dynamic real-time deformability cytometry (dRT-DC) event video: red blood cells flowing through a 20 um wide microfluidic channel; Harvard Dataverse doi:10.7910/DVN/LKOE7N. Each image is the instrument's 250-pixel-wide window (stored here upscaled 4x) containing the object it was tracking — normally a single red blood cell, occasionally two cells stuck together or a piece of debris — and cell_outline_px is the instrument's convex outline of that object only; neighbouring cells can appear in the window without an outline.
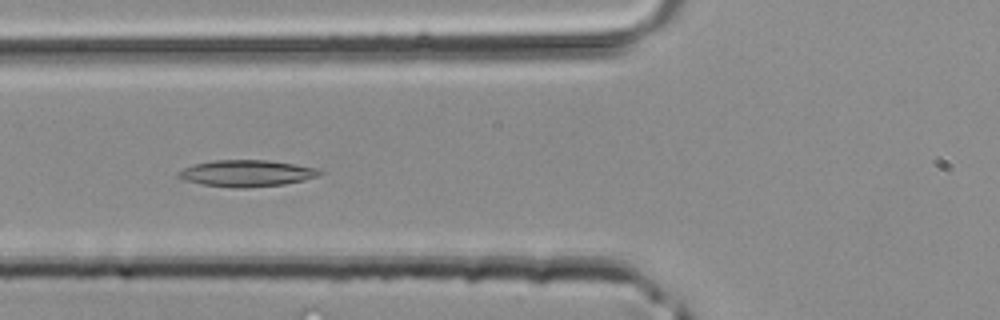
{"species": "common noctule bat (a hibernating species)", "species_latin": "Nyctalus noctula", "temperature_condition": "room temperature", "stored_images_in_passage": 37, "camera_frame_rate_fps": 3000, "um_per_image_px": 0.085, "animal": {"sex": "male", "body_mass_g": 20.4}, "frame": {"image": 1, "passage_image": 11, "time_ms": 3.333, "image_size_px": [1000, 320], "cell_outline_px": [[324, 172], [320, 176], [304, 180], [284, 184], [244, 188], [236, 188], [200, 184], [176, 176], [176, 172], [192, 164], [212, 160], [268, 160], [296, 164], [320, 168]], "centroid_in_image_um": [21.0, 14.72], "position_along_channel_um": 104.8, "area_um2": 22.08}}
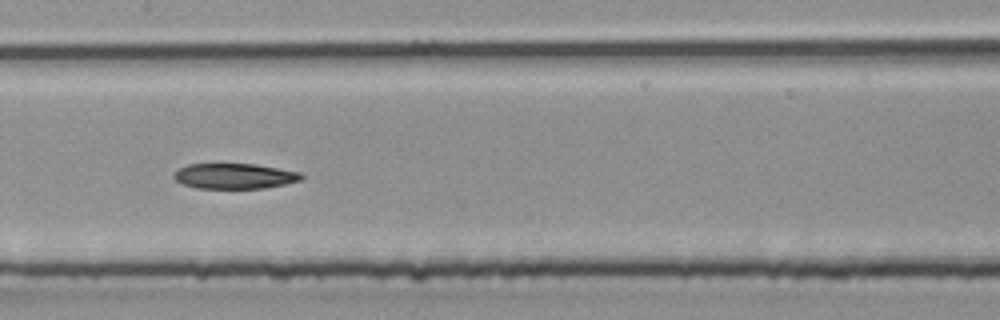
{"frame": {"image": 2, "passage_image": 16, "time_ms": 5.0, "image_size_px": [1000, 320], "cell_outline_px": [[304, 176], [300, 180], [284, 184], [264, 188], [196, 188], [184, 184], [176, 180], [172, 176], [172, 172], [188, 164], [256, 164], [300, 172]], "centroid_in_image_um": [19.91, 14.96], "position_along_channel_um": 187.5, "area_um2": 18.79}}
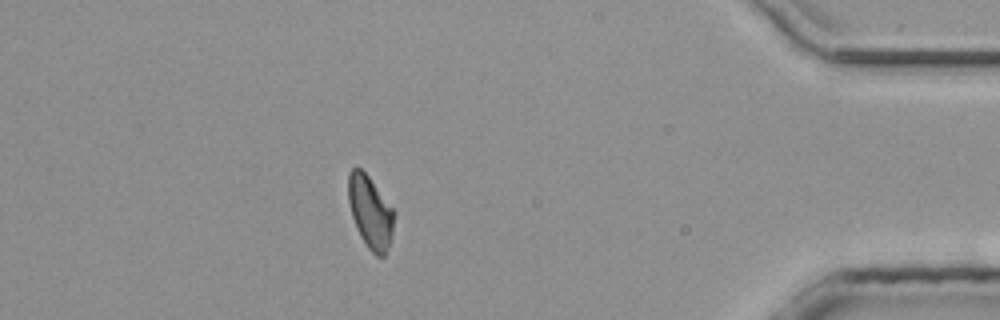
{"frame": {"image": 3, "passage_image": 32, "time_ms": 10.333, "image_size_px": [1000, 320], "cell_outline_px": [[396, 212], [392, 232], [388, 248], [384, 256], [376, 256], [368, 248], [360, 236], [356, 228], [352, 216], [348, 200], [348, 172], [352, 168], [360, 168], [368, 176]], "centroid_in_image_um": [31.47, 18.03], "position_along_channel_um": 403.7, "area_um2": 19.31}}